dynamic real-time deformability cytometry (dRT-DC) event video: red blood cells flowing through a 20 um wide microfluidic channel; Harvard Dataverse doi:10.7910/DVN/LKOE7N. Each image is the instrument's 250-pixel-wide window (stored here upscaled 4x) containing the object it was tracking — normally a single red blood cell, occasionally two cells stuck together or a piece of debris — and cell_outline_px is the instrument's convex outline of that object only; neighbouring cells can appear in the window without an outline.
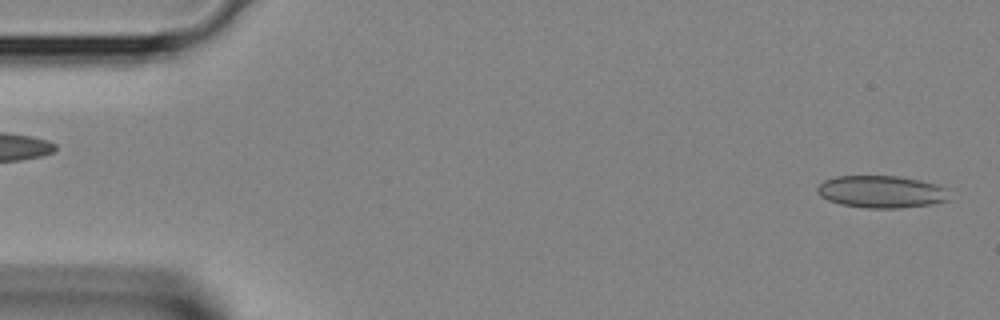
{"species": "Egyptian fruit bat (a non-hibernating species)", "species_latin": "Rousettus aegyptiacus", "temperature_condition": "room temperature", "stored_images_in_passage": 11, "camera_frame_rate_fps": 3000, "um_per_image_px": 0.085, "animal": {"sex": "female"}, "frame": {"image": 1, "passage_image": 1, "time_ms": 0.0, "image_size_px": [1000, 320], "cell_outline_px": [[952, 200], [932, 204], [900, 208], [864, 208], [840, 204], [828, 200], [820, 196], [816, 192], [816, 188], [824, 180], [836, 176], [900, 176], [940, 184], [952, 188]], "centroid_in_image_um": [75.03, 16.3], "position_along_channel_um": 10.0, "area_um2": 25.61}}
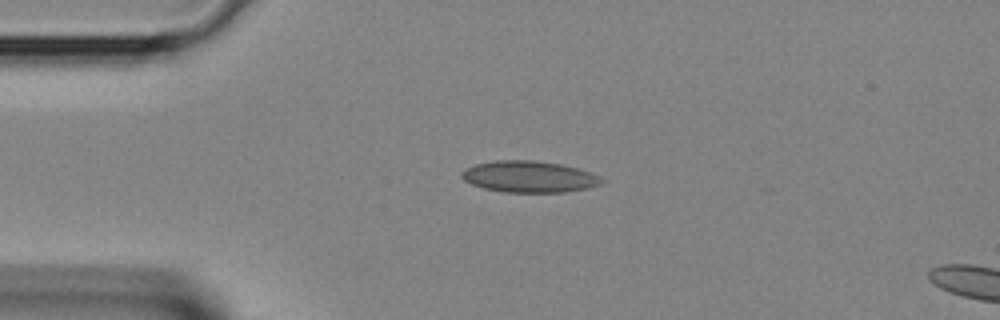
{"frame": {"image": 2, "passage_image": 8, "time_ms": 2.333, "image_size_px": [1000, 320], "cell_outline_px": [[604, 180], [600, 184], [588, 188], [564, 192], [504, 192], [484, 188], [472, 184], [464, 180], [460, 176], [460, 172], [464, 168], [476, 164], [496, 160], [532, 160], [560, 164], [592, 172], [600, 176]], "centroid_in_image_um": [44.96, 15.02], "position_along_channel_um": 40.0, "area_um2": 25.66}}